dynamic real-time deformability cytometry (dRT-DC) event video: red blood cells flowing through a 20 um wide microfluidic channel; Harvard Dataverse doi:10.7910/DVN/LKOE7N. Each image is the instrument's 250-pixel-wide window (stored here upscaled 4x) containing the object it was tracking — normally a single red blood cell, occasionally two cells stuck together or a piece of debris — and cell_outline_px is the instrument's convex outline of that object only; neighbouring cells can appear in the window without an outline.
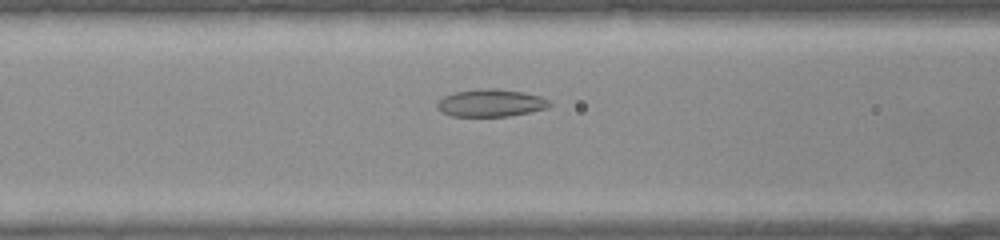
{"species": "common noctule bat (a hibernating species)", "species_latin": "Nyctalus noctula", "temperature_condition": "warm", "stored_images_in_passage": 23, "camera_frame_rate_fps": 3000, "um_per_image_px": 0.085, "animal": {"sex": "female", "body_mass_g": 22.0, "forearm_length_mm": 56.7}, "frame": {"image": 1, "passage_image": 6, "time_ms": 1.667, "image_size_px": [1000, 240], "cell_outline_px": [[552, 104], [548, 108], [508, 116], [452, 116], [440, 112], [436, 108], [436, 104], [444, 96], [456, 92], [480, 88], [496, 88], [524, 92], [540, 96], [548, 100]], "centroid_in_image_um": [41.7, 8.75], "position_along_channel_um": 124.9, "area_um2": 18.03}}
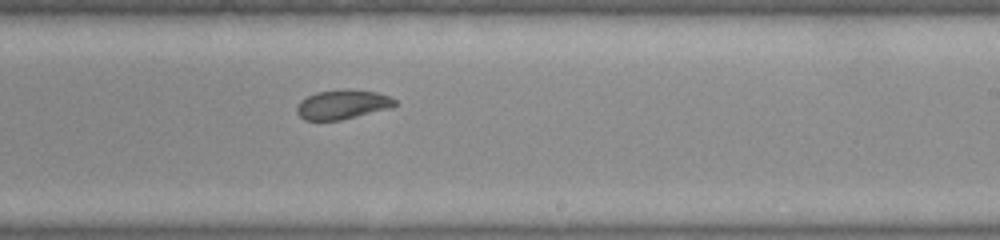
{"frame": {"image": 2, "passage_image": 14, "time_ms": 4.333, "image_size_px": [1000, 240], "cell_outline_px": [[396, 104], [392, 108], [340, 120], [304, 120], [296, 112], [296, 108], [300, 100], [316, 92], [344, 88], [376, 92], [388, 96], [396, 100]], "centroid_in_image_um": [29.1, 8.87], "position_along_channel_um": 259.9, "area_um2": 16.88}}
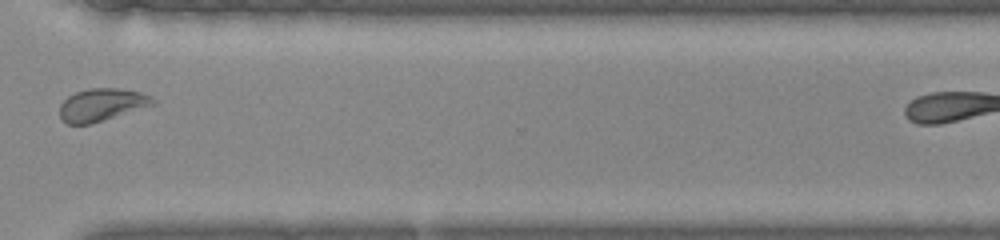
{"frame": {"image": 3, "passage_image": 20, "time_ms": 6.333, "image_size_px": [1000, 240], "cell_outline_px": [[156, 104], [92, 124], [68, 124], [60, 116], [60, 104], [68, 96], [76, 92], [92, 88], [116, 88], [140, 92], [152, 96], [156, 100]], "centroid_in_image_um": [8.68, 8.91], "position_along_channel_um": 361.9, "area_um2": 17.69}}